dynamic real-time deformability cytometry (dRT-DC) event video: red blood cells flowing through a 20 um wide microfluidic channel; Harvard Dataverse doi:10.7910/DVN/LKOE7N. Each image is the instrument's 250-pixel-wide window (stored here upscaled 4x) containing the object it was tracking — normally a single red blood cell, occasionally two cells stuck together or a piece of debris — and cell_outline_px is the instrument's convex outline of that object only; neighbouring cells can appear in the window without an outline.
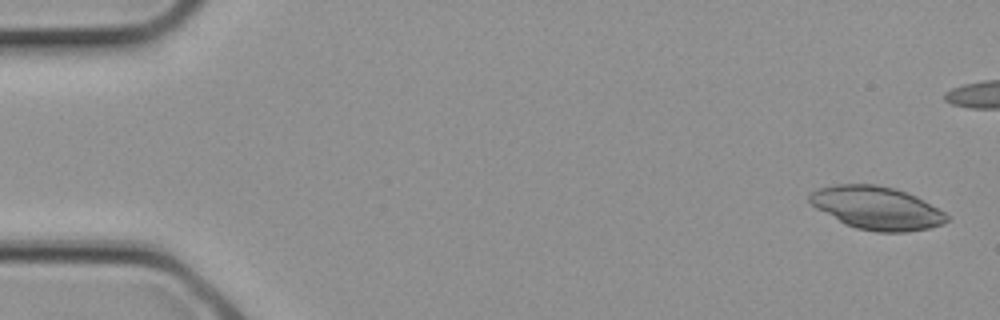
{"species": "common noctule bat (a hibernating species)", "species_latin": "Nyctalus noctula", "temperature_condition": "cold", "stored_images_in_passage": 4, "camera_frame_rate_fps": 3000, "um_per_image_px": 0.085, "animal": {"sex": "female", "body_mass_g": 21.9}, "frame": {"image": 1, "passage_image": 1, "time_ms": 0.0, "image_size_px": [1000, 320], "cell_outline_px": [[948, 220], [944, 224], [928, 228], [908, 232], [876, 232], [856, 228], [844, 224], [816, 208], [808, 200], [808, 192], [820, 188], [836, 184], [876, 184], [896, 188], [916, 196], [944, 212], [948, 216]], "centroid_in_image_um": [74.5, 17.68], "position_along_channel_um": 10.5, "area_um2": 34.51}}
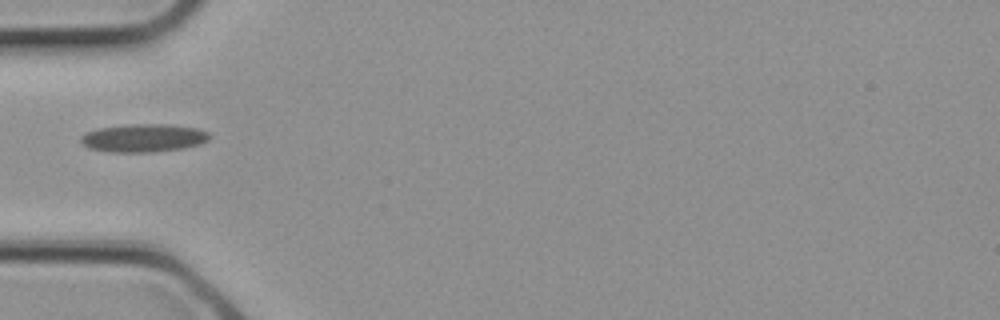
{"frame": {"image": 2, "passage_image": 4, "time_ms": 1.0, "image_size_px": [1000, 320], "cell_outline_px": [[212, 136], [208, 140], [200, 144], [184, 148], [152, 152], [108, 152], [88, 148], [80, 140], [80, 136], [88, 132], [100, 128], [136, 124], [172, 124], [196, 128], [208, 132]], "centroid_in_image_um": [12.24, 11.73], "position_along_channel_um": 72.8, "area_um2": 21.04}}